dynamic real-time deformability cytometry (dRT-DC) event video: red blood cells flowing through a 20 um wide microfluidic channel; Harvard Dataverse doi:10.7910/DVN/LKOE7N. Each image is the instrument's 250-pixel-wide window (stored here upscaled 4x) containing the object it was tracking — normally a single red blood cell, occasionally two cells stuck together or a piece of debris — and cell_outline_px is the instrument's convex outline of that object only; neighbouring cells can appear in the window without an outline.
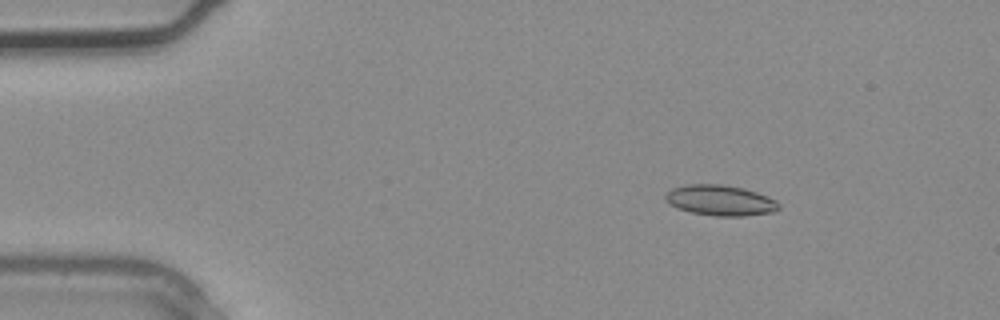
{"species": "common noctule bat (a hibernating species)", "species_latin": "Nyctalus noctula", "temperature_condition": "warm", "stored_images_in_passage": 4, "camera_frame_rate_fps": 3000, "um_per_image_px": 0.085, "animal": {"sex": "male", "body_mass_g": 20.4}, "frame": {"image": 1, "passage_image": 2, "time_ms": 0.333, "image_size_px": [1000, 320], "cell_outline_px": [[780, 208], [772, 212], [744, 216], [716, 216], [692, 212], [680, 208], [672, 204], [664, 196], [672, 188], [688, 184], [720, 184], [744, 188], [768, 196], [776, 200], [780, 204]], "centroid_in_image_um": [61.28, 17.02], "position_along_channel_um": 23.7, "area_um2": 19.94}}